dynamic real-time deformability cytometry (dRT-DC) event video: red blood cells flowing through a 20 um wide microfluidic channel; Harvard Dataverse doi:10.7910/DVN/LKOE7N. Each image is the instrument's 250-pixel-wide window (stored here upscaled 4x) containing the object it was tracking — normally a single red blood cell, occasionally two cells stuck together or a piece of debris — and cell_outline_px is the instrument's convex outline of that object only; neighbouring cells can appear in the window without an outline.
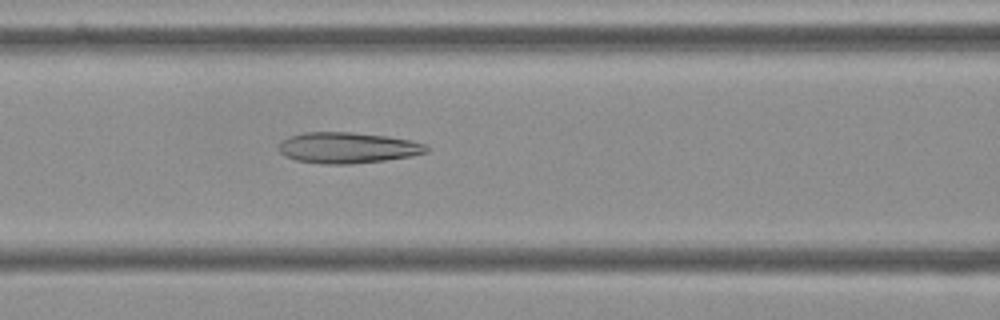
{"species": "Egyptian fruit bat (a non-hibernating species)", "species_latin": "Rousettus aegyptiacus", "temperature_condition": "cold", "stored_images_in_passage": 55, "camera_frame_rate_fps": 3000, "um_per_image_px": 0.085, "frame": {"image": 1, "passage_image": 23, "time_ms": 7.333, "image_size_px": [1000, 320], "cell_outline_px": [[428, 152], [412, 156], [384, 160], [352, 164], [320, 164], [296, 160], [284, 156], [280, 152], [280, 144], [288, 136], [304, 132], [352, 132], [388, 136], [428, 144]], "centroid_in_image_um": [29.56, 12.56], "position_along_channel_um": 137.0, "area_um2": 26.7}}
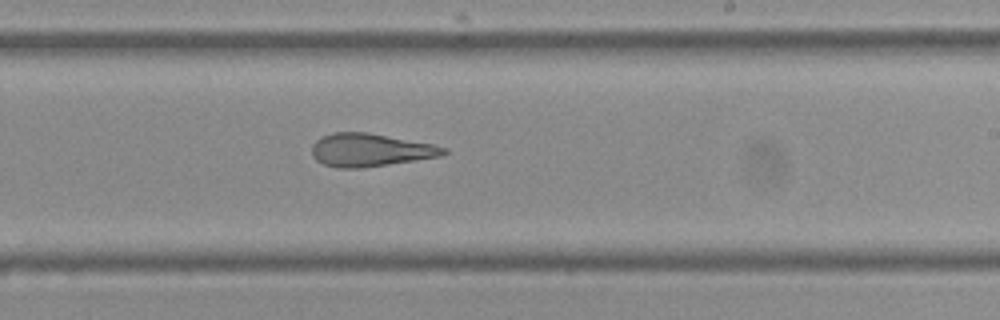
{"frame": {"image": 2, "passage_image": 33, "time_ms": 10.667, "image_size_px": [1000, 320], "cell_outline_px": [[448, 152], [440, 156], [416, 160], [364, 168], [336, 168], [324, 164], [316, 160], [312, 156], [312, 144], [320, 136], [332, 132], [368, 132], [432, 144], [448, 148]], "centroid_in_image_um": [31.44, 12.75], "position_along_channel_um": 257.6, "area_um2": 25.49}}
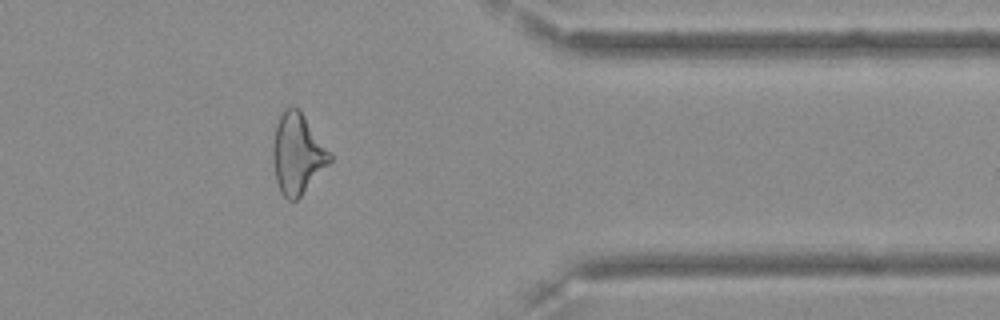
{"frame": {"image": 3, "passage_image": 45, "time_ms": 14.667, "image_size_px": [1000, 320], "cell_outline_px": [[332, 160], [300, 196], [296, 200], [288, 200], [280, 192], [276, 180], [272, 156], [272, 148], [276, 124], [284, 108], [296, 108], [304, 116], [332, 156]], "centroid_in_image_um": [25.25, 13.09], "position_along_channel_um": 386.1, "area_um2": 26.01}, "authors_computed_cell_mechanics": {"area_um2": 28.2064, "velocity_mm_per_s": 3.6176, "shape_relaxation_time_tau1_ms": null, "shape_relaxation_time_tau2_ms": 2.7274, "deformation_change_tau1": null, "deformation_change_tau2": 0.1335}}